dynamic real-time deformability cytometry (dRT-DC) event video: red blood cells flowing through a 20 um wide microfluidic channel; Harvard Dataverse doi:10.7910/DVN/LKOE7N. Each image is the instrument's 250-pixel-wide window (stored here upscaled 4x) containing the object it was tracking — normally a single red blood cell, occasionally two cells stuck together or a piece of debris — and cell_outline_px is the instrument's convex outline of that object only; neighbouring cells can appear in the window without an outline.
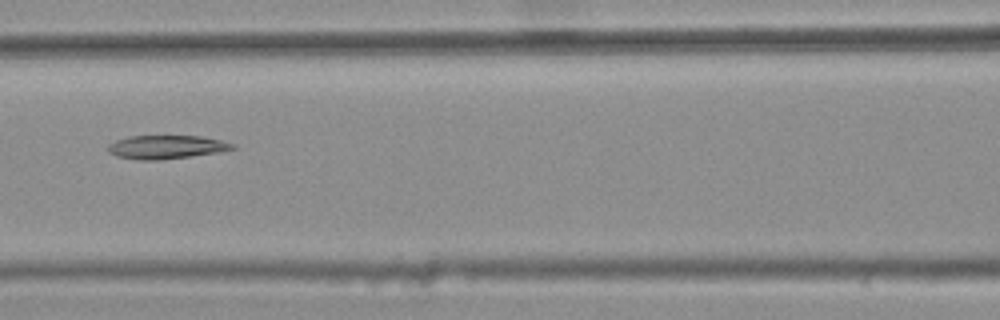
{"species": "common noctule bat (a hibernating species)", "species_latin": "Nyctalus noctula", "temperature_condition": "warm", "stored_images_in_passage": 6, "camera_frame_rate_fps": 3000, "um_per_image_px": 0.085, "animal": {"sex": "female", "body_mass_g": 25.1}, "frame": {"image": 1, "passage_image": 3, "time_ms": 0.667, "image_size_px": [1000, 320], "cell_outline_px": [[236, 148], [216, 152], [192, 156], [156, 160], [140, 160], [116, 156], [108, 152], [108, 144], [116, 140], [128, 136], [200, 136], [220, 140], [236, 144]], "centroid_in_image_um": [14.11, 12.49], "position_along_channel_um": 152.5, "area_um2": 16.99}}
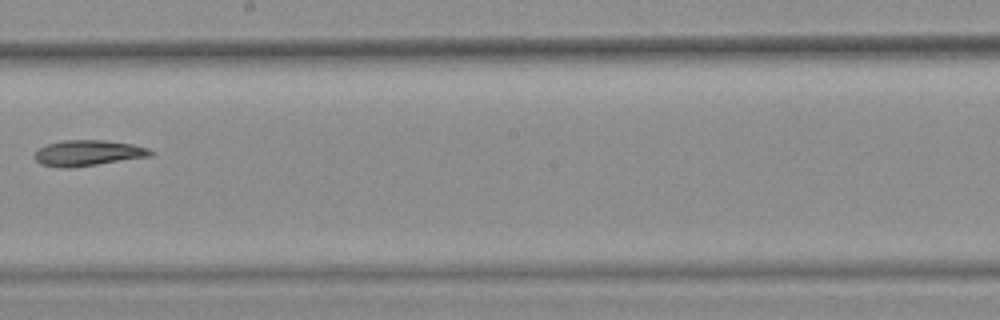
{"frame": {"image": 2, "passage_image": 5, "time_ms": 1.333, "image_size_px": [1000, 320], "cell_outline_px": [[152, 156], [68, 168], [60, 168], [40, 164], [32, 156], [40, 148], [48, 144], [60, 140], [104, 140], [132, 144], [148, 148], [152, 152]], "centroid_in_image_um": [7.44, 13.0], "position_along_channel_um": 240.8, "area_um2": 17.28}}
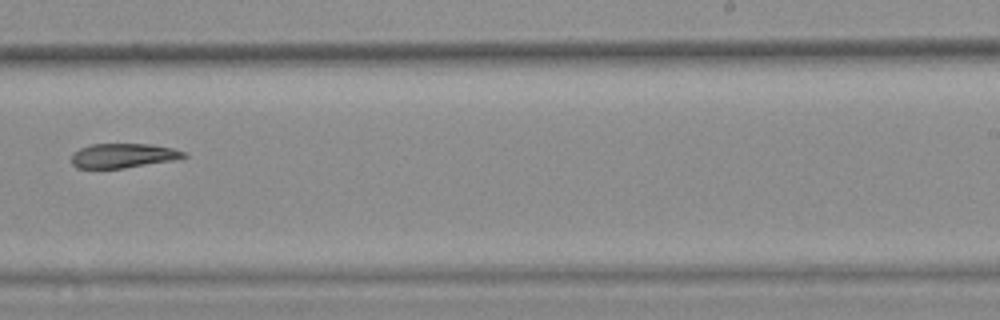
{"frame": {"image": 3, "passage_image": 6, "time_ms": 1.667, "image_size_px": [1000, 320], "cell_outline_px": [[188, 156], [176, 160], [124, 168], [76, 168], [72, 164], [72, 152], [80, 148], [92, 144], [148, 144], [172, 148], [184, 152]], "centroid_in_image_um": [10.46, 13.23], "position_along_channel_um": 278.5, "area_um2": 16.01}}